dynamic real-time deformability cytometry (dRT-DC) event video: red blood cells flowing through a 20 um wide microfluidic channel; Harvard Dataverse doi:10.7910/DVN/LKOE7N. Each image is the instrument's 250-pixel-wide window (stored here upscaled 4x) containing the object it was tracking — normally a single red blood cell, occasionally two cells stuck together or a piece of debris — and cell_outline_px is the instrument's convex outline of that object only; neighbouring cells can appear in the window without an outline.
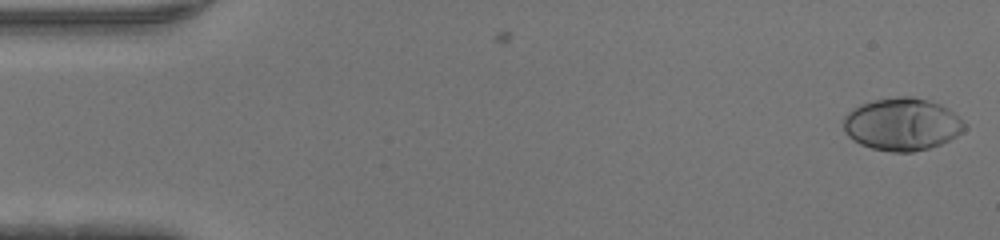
{"species": "human", "species_latin": "Homo sapiens", "temperature_condition": "warm", "stored_images_in_passage": 46, "camera_frame_rate_fps": 3000, "um_per_image_px": 0.085, "donor": {"sex": "male"}, "frame": {"image": 1, "passage_image": 1, "time_ms": 0.0, "image_size_px": [1000, 240], "cell_outline_px": [[968, 128], [964, 132], [940, 144], [928, 148], [912, 152], [892, 152], [872, 148], [860, 144], [852, 140], [844, 132], [844, 116], [852, 108], [860, 104], [872, 100], [896, 96], [912, 96], [928, 100], [940, 104], [948, 108], [968, 124]], "centroid_in_image_um": [76.69, 10.55], "position_along_channel_um": 8.3, "area_um2": 37.45}}
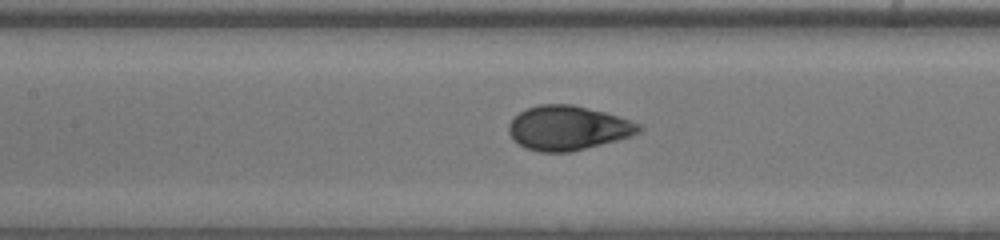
{"frame": {"image": 2, "passage_image": 21, "time_ms": 6.667, "image_size_px": [1000, 240], "cell_outline_px": [[644, 128], [640, 132], [632, 136], [572, 152], [540, 152], [528, 148], [512, 140], [508, 132], [508, 124], [520, 112], [528, 108], [540, 104], [572, 104], [604, 112], [640, 124]], "centroid_in_image_um": [48.27, 10.88], "position_along_channel_um": 159.1, "area_um2": 33.52}}
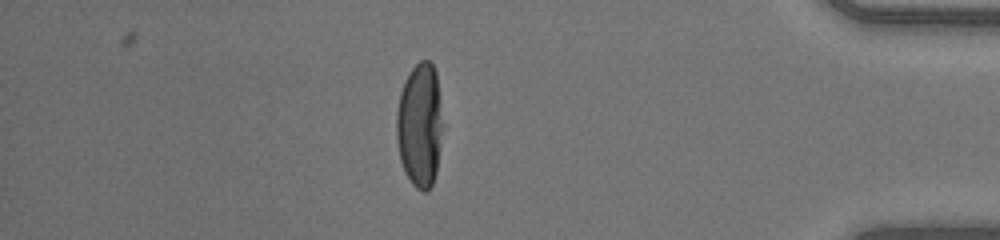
{"frame": {"image": 3, "passage_image": 40, "time_ms": 13.0, "image_size_px": [1000, 240], "cell_outline_px": [[444, 124], [436, 172], [432, 184], [424, 192], [416, 188], [412, 184], [400, 160], [396, 140], [396, 112], [400, 92], [412, 68], [420, 60], [428, 60], [432, 64], [436, 72]], "centroid_in_image_um": [35.7, 10.62], "position_along_channel_um": 399.5, "area_um2": 33.7}}